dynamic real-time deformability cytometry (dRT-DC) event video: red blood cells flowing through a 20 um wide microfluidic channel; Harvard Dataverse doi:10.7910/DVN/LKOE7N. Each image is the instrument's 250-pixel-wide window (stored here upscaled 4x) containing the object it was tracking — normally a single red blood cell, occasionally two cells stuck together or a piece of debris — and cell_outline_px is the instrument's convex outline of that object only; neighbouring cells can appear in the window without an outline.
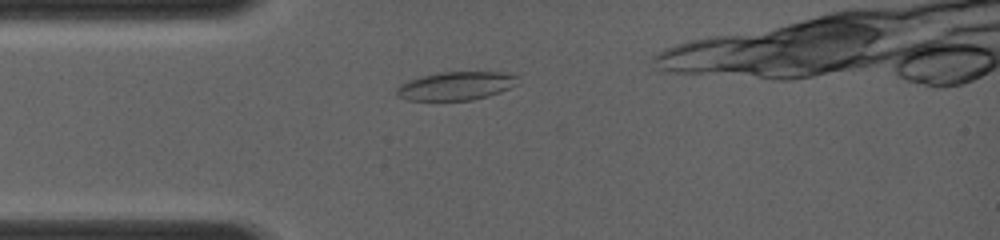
{"species": "common noctule bat (a hibernating species)", "species_latin": "Nyctalus noctula", "temperature_condition": "room temperature", "stored_images_in_passage": 7, "segment_of_instrument_passage": [1, 2], "camera_frame_rate_fps": 4000, "um_per_image_px": 0.085, "animal": {"sex": "female", "body_mass_g": 19.0, "forearm_length_mm": 56.7}, "frame": {"image": 1, "passage_image": 1, "time_ms": 0.0, "image_size_px": [1000, 240], "cell_outline_px": [[520, 76], [516, 84], [500, 92], [488, 96], [472, 100], [408, 100], [396, 96], [396, 88], [400, 84], [408, 80], [436, 72], [504, 72]], "centroid_in_image_um": [38.74, 7.29], "position_along_channel_um": 46.3, "area_um2": 20.17}}
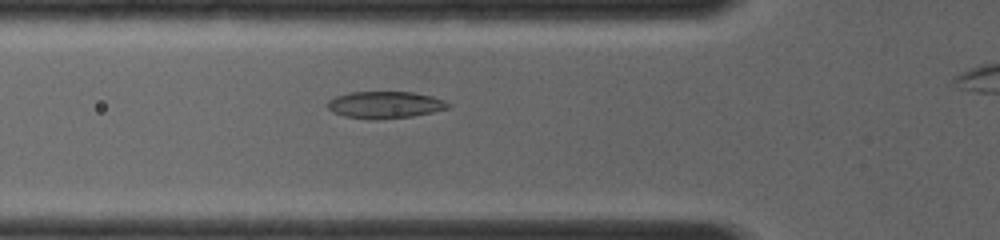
{"frame": {"image": 2, "passage_image": 3, "time_ms": 1.25, "image_size_px": [1000, 240], "cell_outline_px": [[452, 104], [448, 108], [432, 112], [412, 116], [344, 116], [332, 112], [324, 104], [328, 100], [336, 96], [352, 92], [412, 92], [432, 96], [444, 100]], "centroid_in_image_um": [32.73, 8.85], "position_along_channel_um": 93.1, "area_um2": 18.03}}
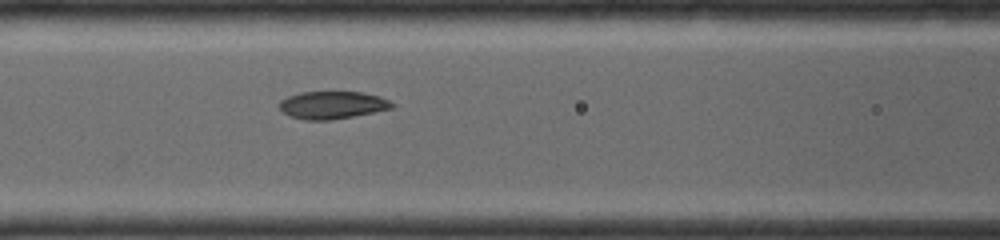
{"frame": {"image": 3, "passage_image": 5, "time_ms": 2.25, "image_size_px": [1000, 240], "cell_outline_px": [[396, 104], [392, 108], [352, 116], [328, 120], [308, 120], [288, 116], [280, 108], [280, 100], [288, 96], [300, 92], [360, 92], [380, 96]], "centroid_in_image_um": [28.24, 8.92], "position_along_channel_um": 138.4, "area_um2": 17.92}}